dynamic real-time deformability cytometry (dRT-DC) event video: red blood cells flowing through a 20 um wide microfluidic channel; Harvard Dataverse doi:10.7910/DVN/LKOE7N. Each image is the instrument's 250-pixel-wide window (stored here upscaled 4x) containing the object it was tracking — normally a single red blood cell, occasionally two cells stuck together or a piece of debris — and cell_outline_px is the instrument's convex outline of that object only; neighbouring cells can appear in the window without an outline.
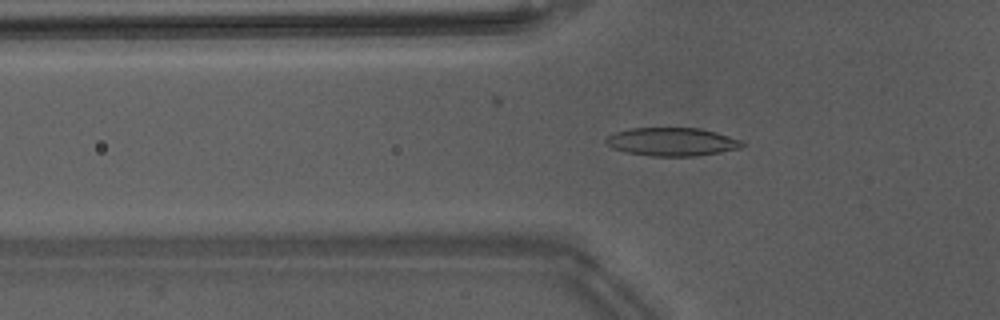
{"species": "Egyptian fruit bat (a non-hibernating species)", "species_latin": "Rousettus aegyptiacus", "temperature_condition": "warm", "stored_images_in_passage": 53, "segment_of_instrument_passage": [1, 2], "camera_frame_rate_fps": 3000, "um_per_image_px": 0.085, "animal": {"sex": "male"}, "frame": {"image": 1, "passage_image": 20, "time_ms": 6.333, "image_size_px": [1000, 320], "cell_outline_px": [[748, 144], [740, 148], [720, 152], [696, 156], [652, 156], [628, 152], [612, 148], [604, 140], [608, 136], [616, 132], [632, 128], [700, 128], [716, 132], [740, 140]], "centroid_in_image_um": [57.15, 12.05], "position_along_channel_um": 68.7, "area_um2": 22.31}}
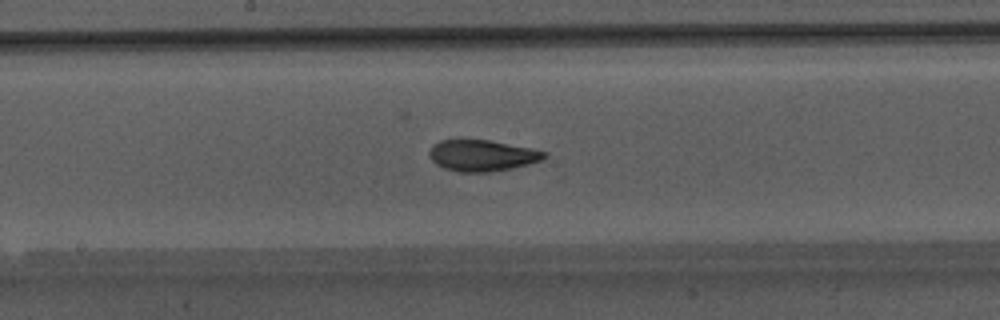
{"frame": {"image": 2, "passage_image": 30, "time_ms": 9.667, "image_size_px": [1000, 320], "cell_outline_px": [[548, 156], [540, 160], [528, 164], [512, 168], [488, 172], [460, 172], [444, 168], [436, 164], [432, 160], [428, 152], [440, 140], [488, 140], [532, 148], [548, 152]], "centroid_in_image_um": [41.01, 13.22], "position_along_channel_um": 207.2, "area_um2": 20.75}}
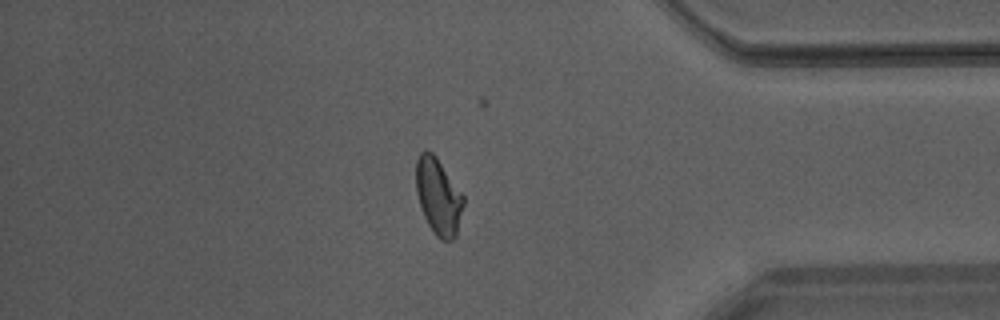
{"frame": {"image": 3, "passage_image": 45, "time_ms": 14.667, "image_size_px": [1000, 320], "cell_outline_px": [[464, 204], [456, 236], [452, 240], [440, 240], [432, 232], [424, 216], [416, 192], [416, 160], [420, 152], [424, 148], [432, 152], [436, 156], [464, 196]], "centroid_in_image_um": [37.25, 16.69], "position_along_channel_um": 397.9, "area_um2": 21.21}}